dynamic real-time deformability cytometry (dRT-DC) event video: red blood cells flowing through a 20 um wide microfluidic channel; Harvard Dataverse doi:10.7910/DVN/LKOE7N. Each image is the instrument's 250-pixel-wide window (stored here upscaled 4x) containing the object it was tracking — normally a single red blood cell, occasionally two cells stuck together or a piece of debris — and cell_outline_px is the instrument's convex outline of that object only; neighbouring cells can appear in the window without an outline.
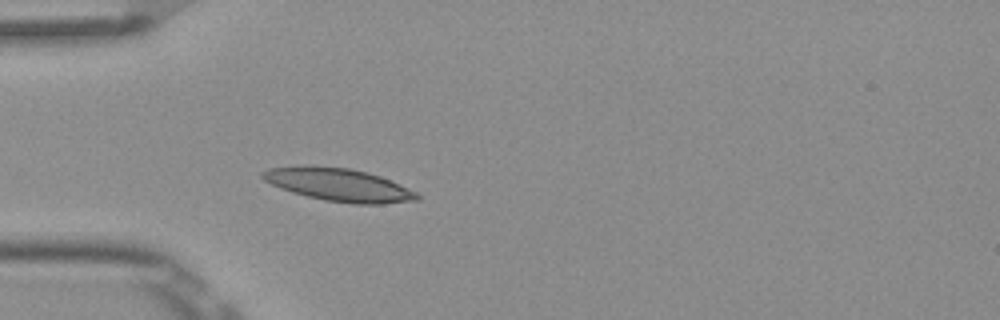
{"species": "Egyptian fruit bat (a non-hibernating species)", "species_latin": "Rousettus aegyptiacus", "temperature_condition": "room temperature", "stored_images_in_passage": 6, "camera_frame_rate_fps": 3000, "um_per_image_px": 0.085, "frame": {"image": 1, "passage_image": 6, "time_ms": 1.667, "image_size_px": [1000, 320], "cell_outline_px": [[420, 200], [384, 204], [352, 204], [324, 200], [292, 192], [280, 188], [264, 180], [260, 176], [260, 172], [268, 168], [304, 164], [348, 168], [380, 176], [416, 192], [420, 196]], "centroid_in_image_um": [28.74, 15.7], "position_along_channel_um": 56.3, "area_um2": 29.77}}